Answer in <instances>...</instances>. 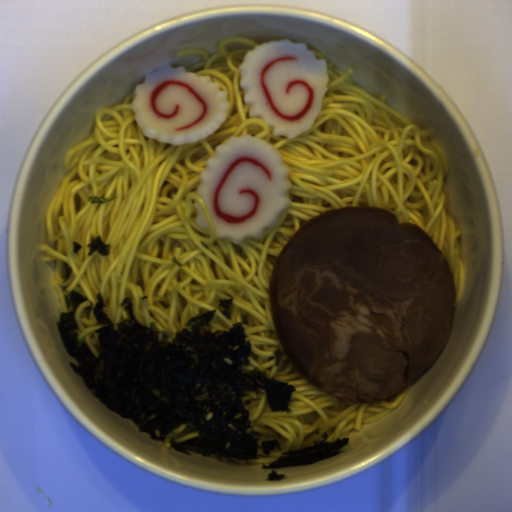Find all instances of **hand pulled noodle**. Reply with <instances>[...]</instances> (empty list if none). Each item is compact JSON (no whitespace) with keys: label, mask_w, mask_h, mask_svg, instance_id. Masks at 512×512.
<instances>
[{"label":"hand pulled noodle","mask_w":512,"mask_h":512,"mask_svg":"<svg viewBox=\"0 0 512 512\" xmlns=\"http://www.w3.org/2000/svg\"><path fill=\"white\" fill-rule=\"evenodd\" d=\"M243 36L220 41L217 53L189 48L176 57L197 54L201 60L185 69L210 76L231 104L228 118L207 137L185 145L148 138L132 109L134 91L122 103L98 109L89 137L64 155L68 173L61 178L46 214V231L56 250L42 243V262L54 263L52 287L62 311L65 294L77 291L82 302L74 316L78 340L86 342L95 358L101 351L100 328L94 314L97 294L103 313L115 323L128 319L121 303L131 299L140 325L155 324L178 333L194 317L214 311L212 333L242 324L251 346L252 365L267 376L289 382L296 391L290 412H272L265 393L248 392L249 422L259 434V459L215 458L244 465H269L283 452L313 446L324 432L329 442L347 438L364 425L392 413L406 397L412 380L401 393L380 402L343 404L301 376L290 361L275 328L270 275L279 254L311 219L348 206H375L394 213L400 223L422 229L444 254L455 285V309L466 291V269L459 239L463 236L449 217V173L446 155L432 135L387 105L386 96H373L352 80L353 70L342 71L320 51L308 49L326 61L327 92L312 126L295 137L274 136L259 118H251L244 101L240 67L245 54L258 46ZM266 140L283 156L292 187L291 206L261 239L237 245L215 239V224L197 193L200 174L216 146L232 136ZM118 199L92 205L89 196ZM198 201L210 231L195 221ZM111 243L109 256H87L93 236ZM82 246L78 254L73 241ZM73 268L62 283L63 265ZM234 298L232 319L218 309L220 298ZM283 351L274 366V351ZM279 440L282 451L263 455L260 443Z\"/></svg>","instance_id":"14784b9a"},{"label":"hand pulled noodle","mask_w":512,"mask_h":512,"mask_svg":"<svg viewBox=\"0 0 512 512\" xmlns=\"http://www.w3.org/2000/svg\"><path fill=\"white\" fill-rule=\"evenodd\" d=\"M199 434L198 430L191 423H185L181 424L176 429L171 430L162 442L164 448L169 449L172 448L171 442H176L178 444L183 443L192 438L198 437Z\"/></svg>","instance_id":"772679e5"}]
</instances>
